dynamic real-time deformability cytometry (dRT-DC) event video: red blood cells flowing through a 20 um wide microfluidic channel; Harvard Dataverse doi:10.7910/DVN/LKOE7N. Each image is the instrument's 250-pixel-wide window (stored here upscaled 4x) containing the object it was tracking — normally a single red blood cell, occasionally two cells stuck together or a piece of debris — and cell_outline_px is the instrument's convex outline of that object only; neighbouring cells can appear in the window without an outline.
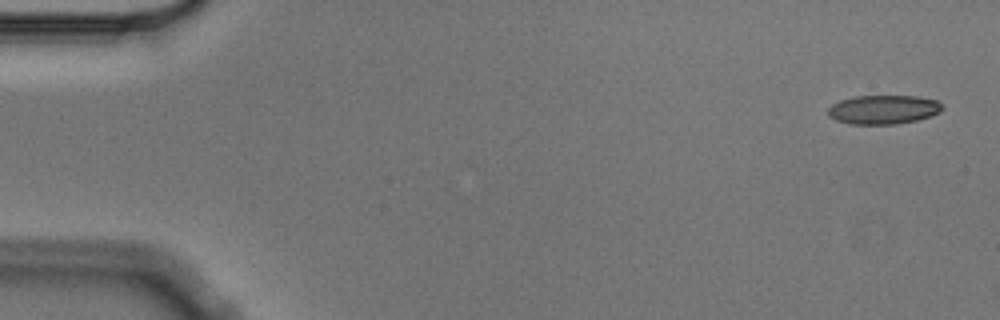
{"species": "Egyptian fruit bat (a non-hibernating species)", "species_latin": "Rousettus aegyptiacus", "temperature_condition": "cold", "stored_images_in_passage": 6, "camera_frame_rate_fps": 3000, "um_per_image_px": 0.085, "animal": {"sex": "male"}, "frame": {"image": 1, "passage_image": 1, "time_ms": 0.0, "image_size_px": [1000, 320], "cell_outline_px": [[944, 108], [940, 112], [916, 120], [892, 124], [848, 124], [836, 120], [828, 116], [828, 108], [832, 104], [840, 100], [852, 96], [916, 96], [936, 100], [944, 104]], "centroid_in_image_um": [75.07, 9.3], "position_along_channel_um": 9.9, "area_um2": 19.36}}
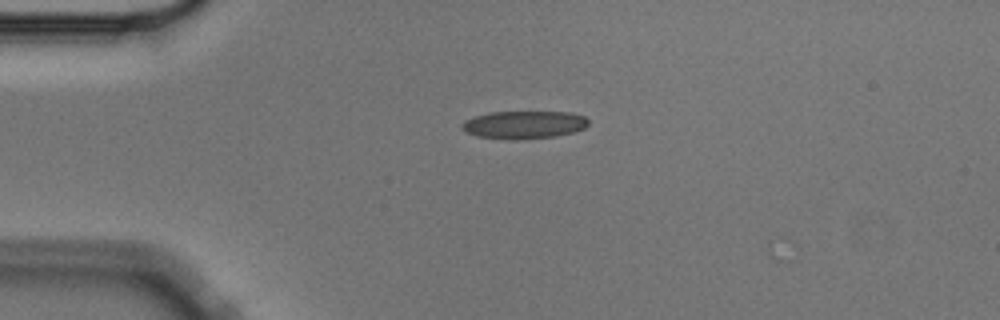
{"frame": {"image": 2, "passage_image": 4, "time_ms": 1.0, "image_size_px": [1000, 320], "cell_outline_px": [[588, 124], [584, 128], [576, 132], [556, 136], [476, 136], [464, 132], [460, 128], [460, 124], [464, 120], [488, 112], [572, 112], [584, 116], [588, 120]], "centroid_in_image_um": [44.55, 10.54], "position_along_channel_um": 40.4, "area_um2": 19.59}}
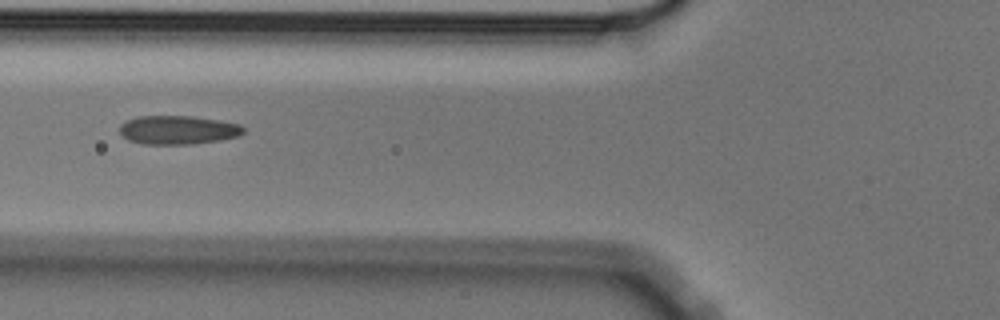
{"frame": {"image": 3, "passage_image": 6, "time_ms": 1.667, "image_size_px": [1000, 320], "cell_outline_px": [[244, 132], [240, 136], [220, 140], [192, 144], [144, 144], [128, 140], [120, 132], [120, 124], [124, 120], [140, 116], [192, 116], [220, 120], [240, 124], [244, 128]], "centroid_in_image_um": [15.14, 11.04], "position_along_channel_um": 110.7, "area_um2": 20.87}}